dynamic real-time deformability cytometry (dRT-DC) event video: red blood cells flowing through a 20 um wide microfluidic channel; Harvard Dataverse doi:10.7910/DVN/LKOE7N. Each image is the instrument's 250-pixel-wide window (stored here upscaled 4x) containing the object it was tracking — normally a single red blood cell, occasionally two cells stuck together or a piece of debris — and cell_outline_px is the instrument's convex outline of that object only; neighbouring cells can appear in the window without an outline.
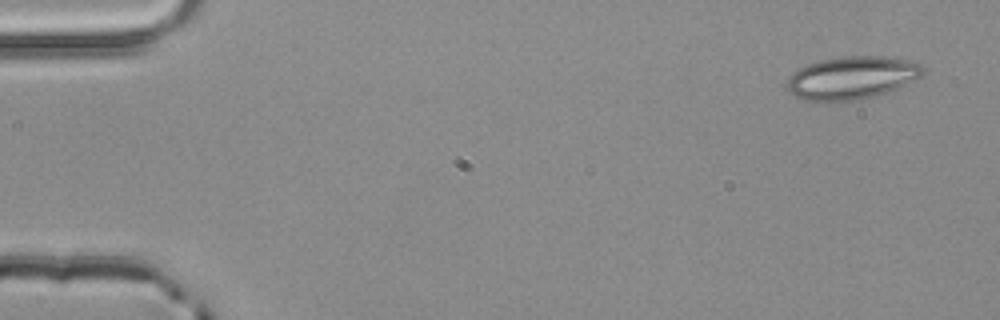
{"species": "common noctule bat (a hibernating species)", "species_latin": "Nyctalus noctula", "temperature_condition": "room temperature", "stored_images_in_passage": 3, "camera_frame_rate_fps": 3000, "um_per_image_px": 0.085, "animal": {"sex": "male", "body_mass_g": 20.4}, "frame": {"image": 1, "passage_image": 1, "time_ms": 0.0, "image_size_px": [1000, 320], "cell_outline_px": [[924, 72], [920, 76], [904, 88], [896, 92], [860, 100], [808, 100], [796, 96], [788, 92], [784, 84], [788, 76], [792, 72], [808, 64], [824, 60], [844, 56], [884, 56], [908, 60], [920, 64], [924, 68]], "centroid_in_image_um": [72.46, 6.62], "position_along_channel_um": 12.5, "area_um2": 34.45}}